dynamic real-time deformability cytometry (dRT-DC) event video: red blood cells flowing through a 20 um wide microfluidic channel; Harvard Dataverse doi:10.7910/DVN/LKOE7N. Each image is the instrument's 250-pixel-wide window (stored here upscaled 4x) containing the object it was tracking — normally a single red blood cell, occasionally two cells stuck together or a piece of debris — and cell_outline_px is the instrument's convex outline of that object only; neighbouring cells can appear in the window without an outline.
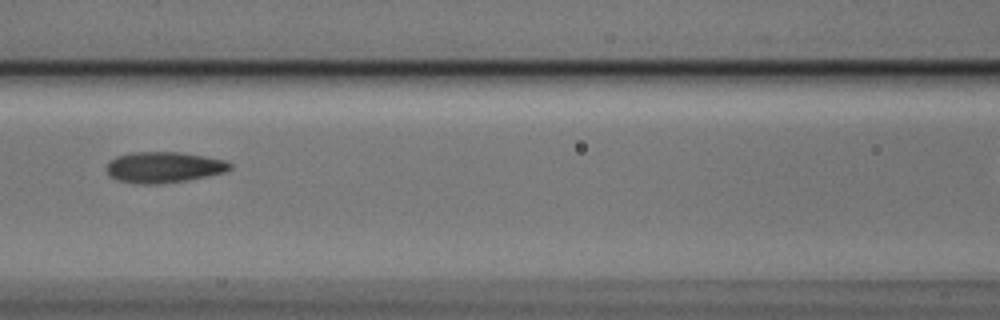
{"species": "Egyptian fruit bat (a non-hibernating species)", "species_latin": "Rousettus aegyptiacus", "temperature_condition": "cold", "stored_images_in_passage": 4, "camera_frame_rate_fps": 3000, "um_per_image_px": 0.085, "animal": {"sex": "male"}, "frame": {"image": 1, "passage_image": 4, "time_ms": 1.0, "image_size_px": [1000, 320], "cell_outline_px": [[232, 168], [224, 172], [184, 180], [156, 184], [140, 184], [120, 180], [112, 176], [108, 172], [108, 164], [116, 156], [132, 152], [180, 152], [228, 160], [232, 164]], "centroid_in_image_um": [13.97, 14.2], "position_along_channel_um": 152.6, "area_um2": 21.85}}